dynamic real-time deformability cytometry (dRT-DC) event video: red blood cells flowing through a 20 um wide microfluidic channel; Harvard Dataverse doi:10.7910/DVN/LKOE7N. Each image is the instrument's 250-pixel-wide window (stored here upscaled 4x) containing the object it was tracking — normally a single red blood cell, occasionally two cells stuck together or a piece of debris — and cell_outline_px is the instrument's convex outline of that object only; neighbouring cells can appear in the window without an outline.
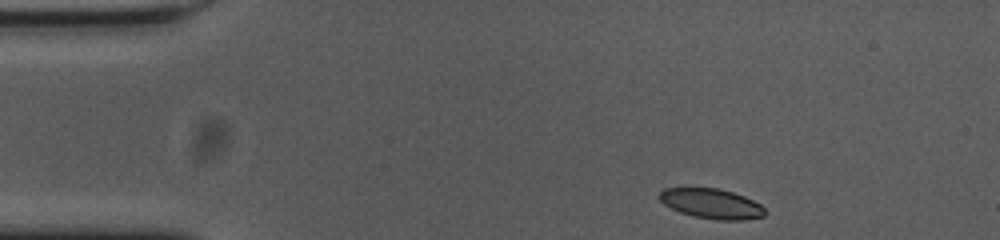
{"species": "common noctule bat (a hibernating species)", "species_latin": "Nyctalus noctula", "temperature_condition": "cold", "stored_images_in_passage": 49, "camera_frame_rate_fps": 3000, "um_per_image_px": 0.085, "animal": {"sex": "female", "body_mass_g": 23.0, "forearm_length_mm": 53.4}, "frame": {"image": 1, "passage_image": 1, "time_ms": 0.0, "image_size_px": [1000, 240], "cell_outline_px": [[768, 212], [764, 216], [740, 220], [716, 220], [692, 216], [680, 212], [664, 204], [660, 200], [660, 192], [664, 188], [716, 188], [732, 192], [744, 196], [760, 204]], "centroid_in_image_um": [60.49, 17.32], "position_along_channel_um": 24.5, "area_um2": 18.32}}
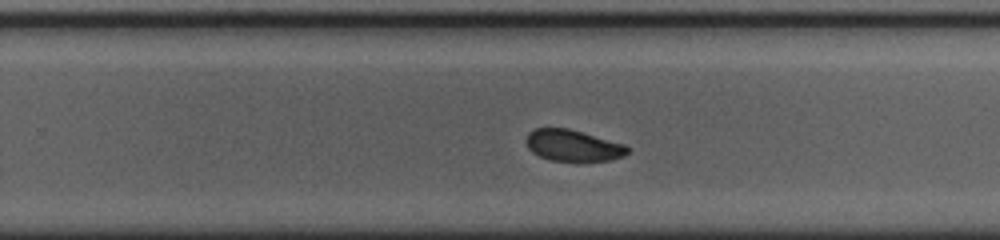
{"frame": {"image": 2, "passage_image": 28, "time_ms": 9.0, "image_size_px": [1000, 240], "cell_outline_px": [[628, 152], [624, 156], [608, 160], [552, 160], [540, 156], [532, 152], [528, 148], [528, 132], [532, 128], [568, 128], [624, 144], [628, 148]], "centroid_in_image_um": [48.69, 12.35], "position_along_channel_um": 281.1, "area_um2": 18.09}}
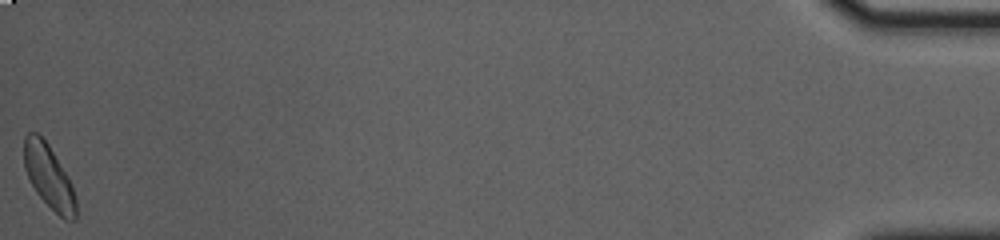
{"frame": {"image": 3, "passage_image": 49, "time_ms": 16.0, "image_size_px": [1000, 240], "cell_outline_px": [[76, 220], [64, 220], [36, 192], [24, 168], [24, 136], [28, 132], [36, 132], [48, 144], [68, 176], [72, 184], [76, 200]], "centroid_in_image_um": [4.16, 15.01], "position_along_channel_um": 431.0, "area_um2": 19.02}, "authors_computed_cell_mechanics": {"area_um2": 19.1896, "velocity_mm_per_s": 3.6058, "shape_relaxation_time_tau1_ms": 4.4687, "shape_relaxation_time_tau2_ms": 1.872, "deformation_change_tau1": 0.1049, "deformation_change_tau2": 0.053}}